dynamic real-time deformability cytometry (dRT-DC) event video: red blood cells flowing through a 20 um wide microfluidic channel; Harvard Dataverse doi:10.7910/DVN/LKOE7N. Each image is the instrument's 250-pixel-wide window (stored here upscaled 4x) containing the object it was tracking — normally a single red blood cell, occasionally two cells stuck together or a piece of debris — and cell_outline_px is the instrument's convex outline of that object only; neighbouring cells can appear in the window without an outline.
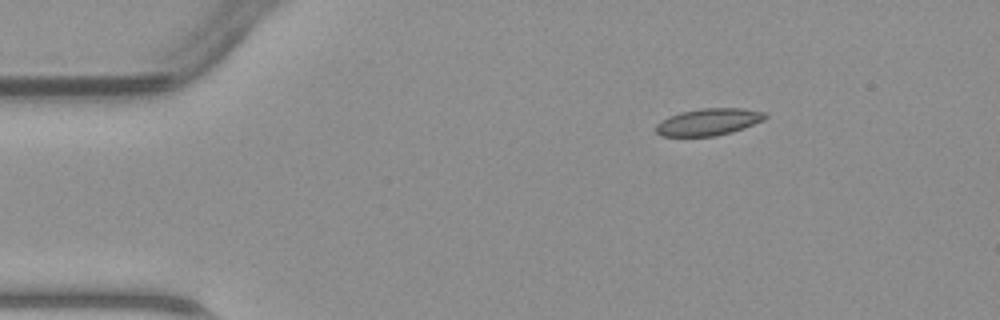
{"species": "common noctule bat (a hibernating species)", "species_latin": "Nyctalus noctula", "temperature_condition": "warm", "stored_images_in_passage": 41, "camera_frame_rate_fps": 3000, "um_per_image_px": 0.085, "animal": {"sex": "male", "body_mass_g": 23.1, "forearm_length_mm": 52.7}, "frame": {"image": 1, "passage_image": 1, "time_ms": 0.0, "image_size_px": [1000, 320], "cell_outline_px": [[768, 116], [764, 120], [744, 128], [732, 132], [716, 136], [660, 136], [656, 132], [656, 124], [660, 120], [668, 116], [680, 112], [700, 108], [744, 108], [768, 112]], "centroid_in_image_um": [60.25, 10.35], "position_along_channel_um": 24.8, "area_um2": 17.46}}
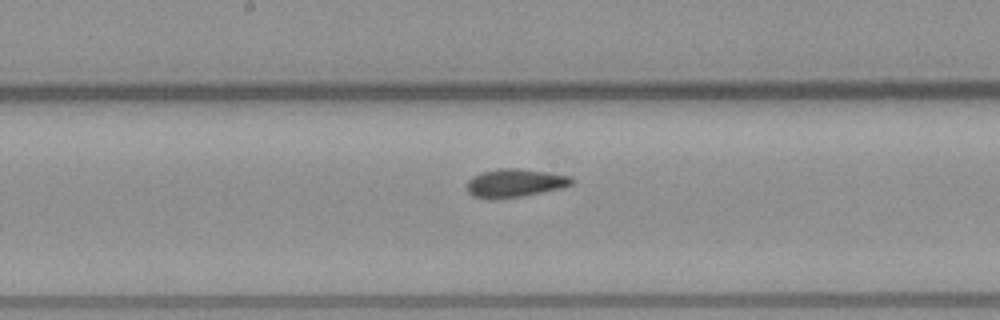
{"frame": {"image": 2, "passage_image": 18, "time_ms": 5.667, "image_size_px": [1000, 320], "cell_outline_px": [[576, 180], [572, 184], [560, 188], [520, 196], [472, 196], [468, 192], [468, 180], [472, 176], [484, 172], [500, 168], [520, 168], [572, 176]], "centroid_in_image_um": [43.84, 15.5], "position_along_channel_um": 204.4, "area_um2": 16.53}}
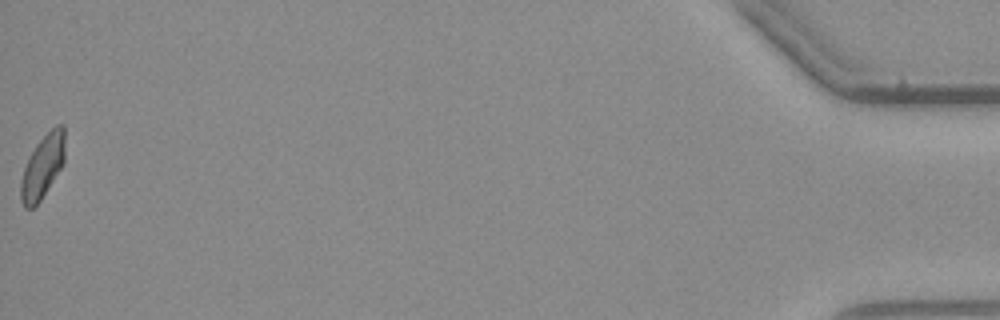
{"frame": {"image": 3, "passage_image": 41, "time_ms": 13.333, "image_size_px": [1000, 320], "cell_outline_px": [[64, 164], [40, 200], [32, 208], [24, 208], [20, 200], [20, 184], [24, 168], [28, 156], [36, 144], [56, 124], [64, 124]], "centroid_in_image_um": [3.61, 14.15], "position_along_channel_um": 431.6, "area_um2": 16.3}}